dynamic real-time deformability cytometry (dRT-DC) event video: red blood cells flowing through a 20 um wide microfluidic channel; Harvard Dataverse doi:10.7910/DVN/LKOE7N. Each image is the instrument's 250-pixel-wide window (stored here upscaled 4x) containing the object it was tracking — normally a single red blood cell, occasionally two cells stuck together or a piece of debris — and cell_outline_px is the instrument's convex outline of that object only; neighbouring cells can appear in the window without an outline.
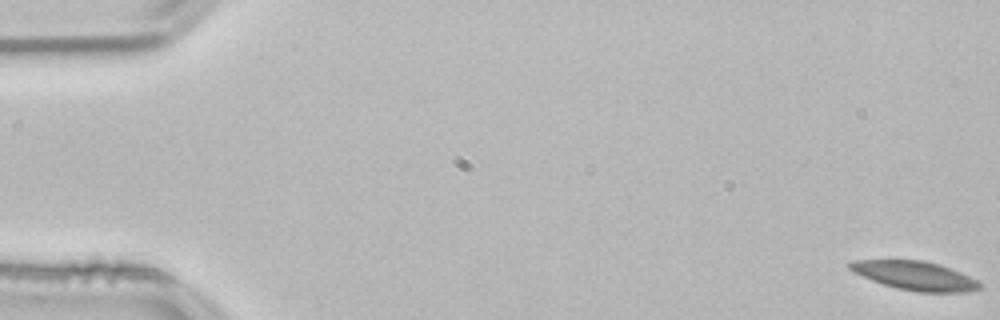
{"species": "common noctule bat (a hibernating species)", "species_latin": "Nyctalus noctula", "temperature_condition": "room temperature", "stored_images_in_passage": 55, "camera_frame_rate_fps": 3000, "um_per_image_px": 0.085, "animal": {"sex": "male", "body_mass_g": 21.5, "forearm_length_mm": 52.0}, "frame": {"image": 1, "passage_image": 1, "time_ms": 0.0, "image_size_px": [1000, 320], "cell_outline_px": [[980, 288], [968, 292], [916, 292], [896, 288], [872, 280], [852, 272], [848, 268], [848, 264], [852, 260], [924, 260], [940, 264], [968, 276], [976, 280], [980, 284]], "centroid_in_image_um": [77.73, 23.43], "position_along_channel_um": 7.3, "area_um2": 21.73}}
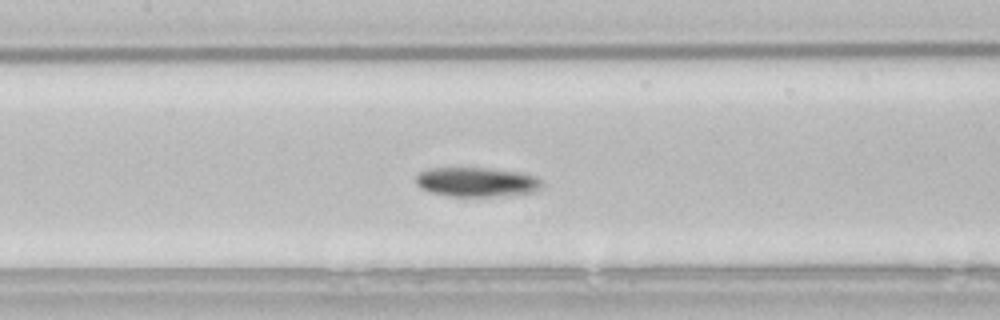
{"frame": {"image": 2, "passage_image": 26, "time_ms": 8.333, "image_size_px": [1000, 320], "cell_outline_px": [[540, 188], [536, 192], [496, 196], [452, 196], [432, 192], [420, 188], [416, 184], [416, 176], [420, 172], [432, 168], [488, 168], [520, 172], [536, 176], [540, 180]], "centroid_in_image_um": [40.52, 15.47], "position_along_channel_um": 166.9, "area_um2": 21.44}}
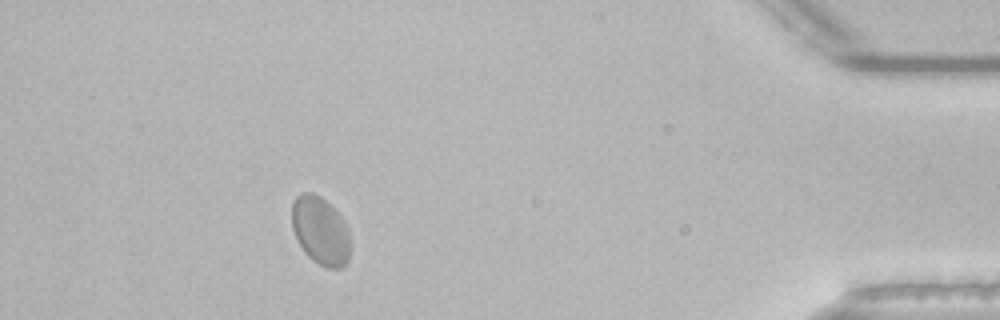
{"frame": {"image": 3, "passage_image": 50, "time_ms": 16.333, "image_size_px": [1000, 320], "cell_outline_px": [[348, 260], [340, 268], [324, 268], [312, 260], [304, 252], [292, 228], [292, 204], [296, 196], [300, 192], [312, 192], [320, 196], [344, 220], [348, 228]], "centroid_in_image_um": [27.21, 19.6], "position_along_channel_um": 408.0, "area_um2": 22.95}, "authors_computed_cell_mechanics": {"area_um2": 21.8484, "velocity_mm_per_s": 3.7213, "shape_relaxation_time_tau1_ms": 6.9088, "shape_relaxation_time_tau2_ms": null, "deformation_change_tau1": 0.0907, "deformation_change_tau2": null}}